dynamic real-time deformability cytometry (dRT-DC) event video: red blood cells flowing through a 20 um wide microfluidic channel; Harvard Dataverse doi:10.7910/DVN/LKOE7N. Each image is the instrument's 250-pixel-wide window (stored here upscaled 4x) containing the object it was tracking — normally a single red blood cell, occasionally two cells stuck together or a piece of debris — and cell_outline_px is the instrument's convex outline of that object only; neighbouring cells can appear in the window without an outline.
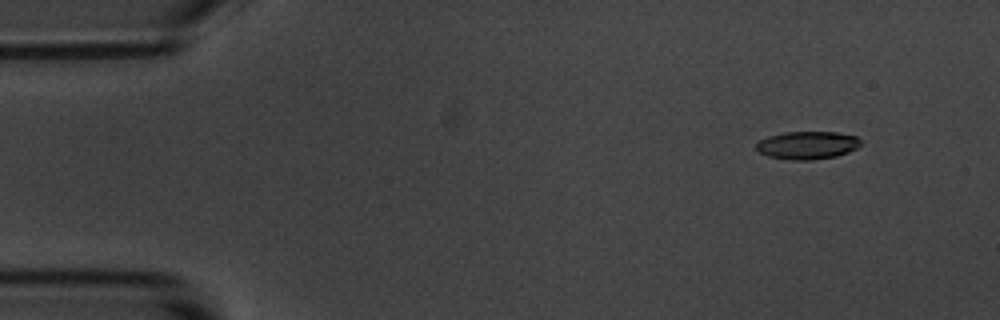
{"species": "common noctule bat (a hibernating species)", "species_latin": "Nyctalus noctula", "temperature_condition": "room temperature", "stored_images_in_passage": 5, "camera_frame_rate_fps": 3000, "um_per_image_px": 0.085, "animal": {"sex": "male", "body_mass_g": 20.1, "forearm_length_mm": 53.5}, "frame": {"image": 1, "passage_image": 2, "time_ms": 1.0, "image_size_px": [1000, 320], "cell_outline_px": [[860, 144], [856, 148], [848, 152], [836, 156], [812, 160], [792, 160], [768, 156], [760, 152], [756, 148], [756, 144], [760, 140], [768, 136], [784, 132], [836, 132], [856, 136], [860, 140]], "centroid_in_image_um": [68.62, 12.34], "position_along_channel_um": 16.4, "area_um2": 16.88}}
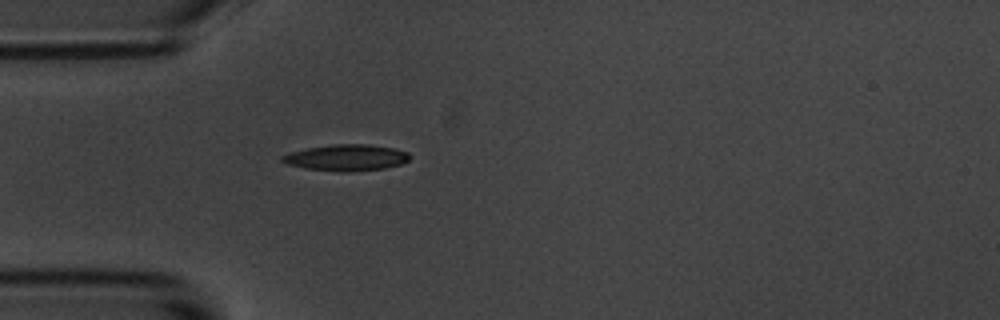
{"frame": {"image": 2, "passage_image": 5, "time_ms": 4.667, "image_size_px": [1000, 320], "cell_outline_px": [[408, 160], [400, 164], [384, 168], [348, 172], [340, 172], [304, 168], [284, 164], [280, 160], [280, 156], [292, 152], [308, 148], [332, 144], [368, 144], [392, 148], [408, 152]], "centroid_in_image_um": [29.38, 13.4], "position_along_channel_um": 55.6, "area_um2": 19.48}}